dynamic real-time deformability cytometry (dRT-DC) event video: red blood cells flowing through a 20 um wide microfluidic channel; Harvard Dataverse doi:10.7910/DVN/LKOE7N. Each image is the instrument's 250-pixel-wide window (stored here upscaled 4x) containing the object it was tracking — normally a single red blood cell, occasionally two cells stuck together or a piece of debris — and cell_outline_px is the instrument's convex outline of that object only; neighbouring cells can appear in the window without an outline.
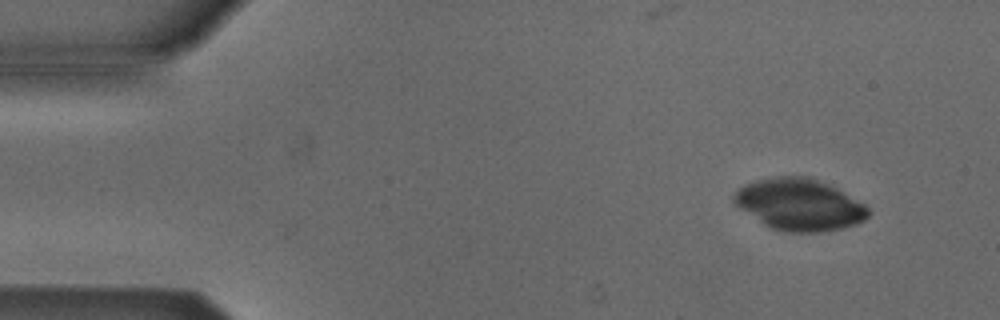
{"species": "Egyptian fruit bat (a non-hibernating species)", "species_latin": "Rousettus aegyptiacus", "temperature_condition": "cold", "stored_images_in_passage": 5, "camera_frame_rate_fps": 3000, "um_per_image_px": 0.085, "animal": {"sex": "male"}, "frame": {"image": 1, "passage_image": 1, "time_ms": 0.0, "image_size_px": [1000, 320], "cell_outline_px": [[872, 212], [864, 220], [856, 224], [844, 228], [820, 232], [784, 232], [772, 228], [764, 224], [740, 208], [732, 200], [732, 192], [744, 184], [756, 180], [780, 176], [804, 176], [816, 180], [836, 188], [864, 204]], "centroid_in_image_um": [67.93, 17.4], "position_along_channel_um": 17.1, "area_um2": 40.23}}